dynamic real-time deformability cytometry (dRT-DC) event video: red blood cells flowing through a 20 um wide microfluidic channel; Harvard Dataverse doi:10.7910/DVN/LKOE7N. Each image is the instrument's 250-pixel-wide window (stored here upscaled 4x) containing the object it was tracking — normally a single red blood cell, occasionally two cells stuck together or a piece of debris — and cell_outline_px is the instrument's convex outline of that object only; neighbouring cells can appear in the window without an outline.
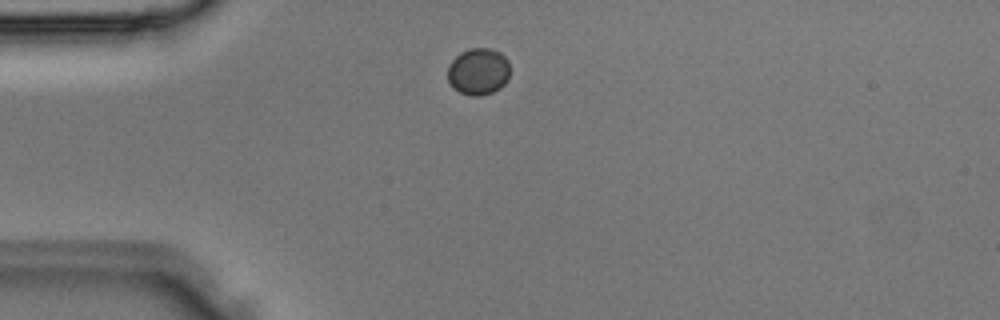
{"species": "Egyptian fruit bat (a non-hibernating species)", "species_latin": "Rousettus aegyptiacus", "temperature_condition": "room temperature", "stored_images_in_passage": 1, "camera_frame_rate_fps": 3000, "um_per_image_px": 0.085, "animal": {"sex": "male"}, "frame": {"image": 1, "passage_image": 1, "time_ms": 0.0, "image_size_px": [1000, 320], "cell_outline_px": [[508, 76], [504, 84], [500, 88], [492, 92], [480, 96], [472, 96], [460, 92], [452, 88], [448, 80], [448, 64], [460, 52], [468, 48], [492, 48], [500, 52], [508, 60]], "centroid_in_image_um": [40.63, 6.07], "position_along_channel_um": 44.4, "area_um2": 17.11}}